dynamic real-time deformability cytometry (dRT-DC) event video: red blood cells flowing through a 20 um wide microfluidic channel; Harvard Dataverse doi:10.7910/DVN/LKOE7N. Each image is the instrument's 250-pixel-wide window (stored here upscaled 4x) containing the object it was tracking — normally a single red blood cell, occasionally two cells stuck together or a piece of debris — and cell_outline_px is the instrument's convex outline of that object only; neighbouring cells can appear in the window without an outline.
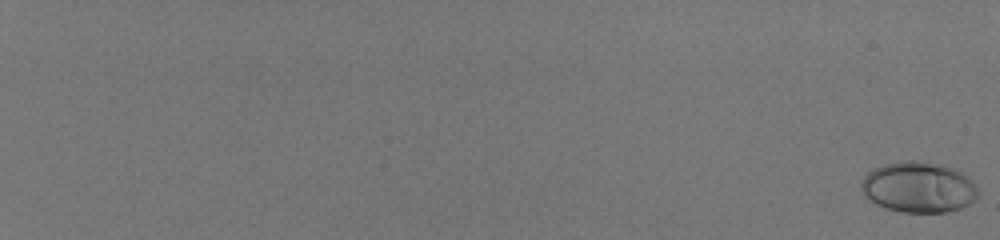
{"species": "human", "species_latin": "Homo sapiens", "temperature_condition": "room temperature", "stored_images_in_passage": 58, "camera_frame_rate_fps": 3000, "um_per_image_px": 0.085, "donor": {"sex": "male"}, "frame": {"image": 1, "passage_image": 1, "time_ms": 0.0, "image_size_px": [1000, 240], "cell_outline_px": [[980, 192], [976, 200], [960, 208], [944, 212], [904, 212], [888, 208], [876, 204], [864, 196], [860, 188], [860, 180], [872, 168], [884, 164], [900, 160], [916, 160], [940, 164], [956, 168], [976, 184]], "centroid_in_image_um": [78.07, 15.89], "position_along_channel_um": 6.9, "area_um2": 34.97}}
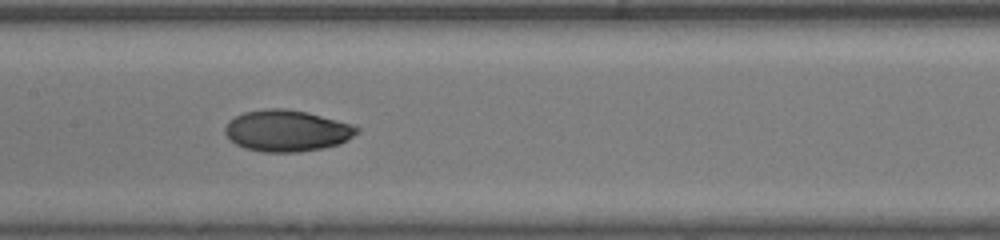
{"frame": {"image": 2, "passage_image": 36, "time_ms": 11.667, "image_size_px": [1000, 240], "cell_outline_px": [[360, 132], [348, 140], [340, 144], [300, 152], [264, 152], [244, 148], [236, 144], [224, 132], [224, 128], [228, 120], [244, 112], [268, 108], [284, 108], [308, 112], [352, 124], [360, 128]], "centroid_in_image_um": [24.4, 11.11], "position_along_channel_um": 183.0, "area_um2": 31.96}}
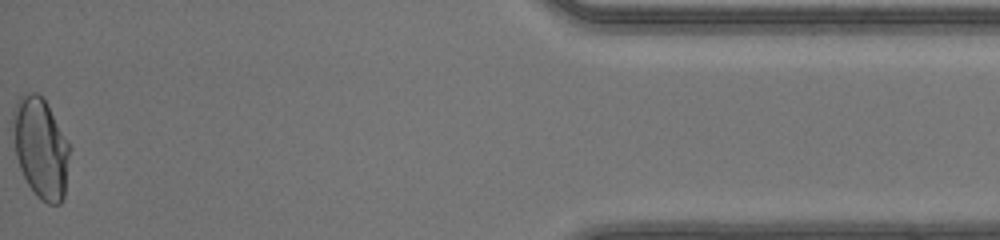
{"frame": {"image": 3, "passage_image": 58, "time_ms": 19.0, "image_size_px": [1000, 240], "cell_outline_px": [[72, 148], [64, 196], [60, 204], [48, 204], [40, 200], [36, 196], [28, 184], [20, 168], [16, 156], [12, 120], [12, 112], [20, 96], [28, 92], [36, 92], [48, 104]], "centroid_in_image_um": [3.49, 12.59], "position_along_channel_um": 431.7, "area_um2": 33.52}, "authors_computed_cell_mechanics": {"area_um2": 31.501, "velocity_mm_per_s": 4.1711, "shape_relaxation_time_tau1_ms": 4.639, "shape_relaxation_time_tau2_ms": 0.5274, "deformation_change_tau1": 0.1836, "deformation_change_tau2": 0.0294}}